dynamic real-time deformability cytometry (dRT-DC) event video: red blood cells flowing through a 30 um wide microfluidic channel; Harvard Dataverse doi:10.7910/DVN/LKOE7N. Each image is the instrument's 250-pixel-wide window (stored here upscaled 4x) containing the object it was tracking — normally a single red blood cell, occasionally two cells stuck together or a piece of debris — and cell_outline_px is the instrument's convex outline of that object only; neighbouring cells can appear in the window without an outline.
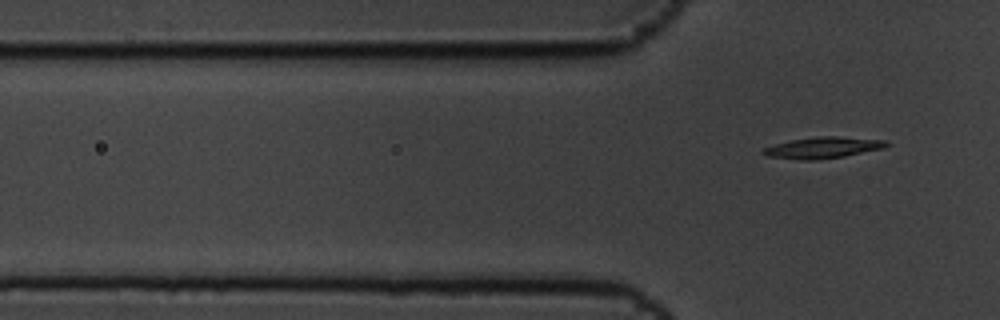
{"species": "common noctule bat (a hibernating species)", "species_latin": "Nyctalus noctula", "temperature_condition": "cold", "stored_images_in_passage": 7, "camera_frame_rate_fps": 3000, "um_per_image_px": 0.085, "animal": {"sex": "male", "body_mass_g": 19.5, "forearm_length_mm": 54.6}, "frame": {"image": 1, "passage_image": 7, "time_ms": 2.0, "image_size_px": [1000, 320], "cell_outline_px": [[888, 144], [884, 148], [844, 156], [816, 160], [800, 160], [768, 156], [760, 152], [764, 148], [776, 144], [792, 140], [816, 136], [836, 136], [888, 140]], "centroid_in_image_um": [69.96, 12.55], "position_along_channel_um": 55.8, "area_um2": 15.2}}